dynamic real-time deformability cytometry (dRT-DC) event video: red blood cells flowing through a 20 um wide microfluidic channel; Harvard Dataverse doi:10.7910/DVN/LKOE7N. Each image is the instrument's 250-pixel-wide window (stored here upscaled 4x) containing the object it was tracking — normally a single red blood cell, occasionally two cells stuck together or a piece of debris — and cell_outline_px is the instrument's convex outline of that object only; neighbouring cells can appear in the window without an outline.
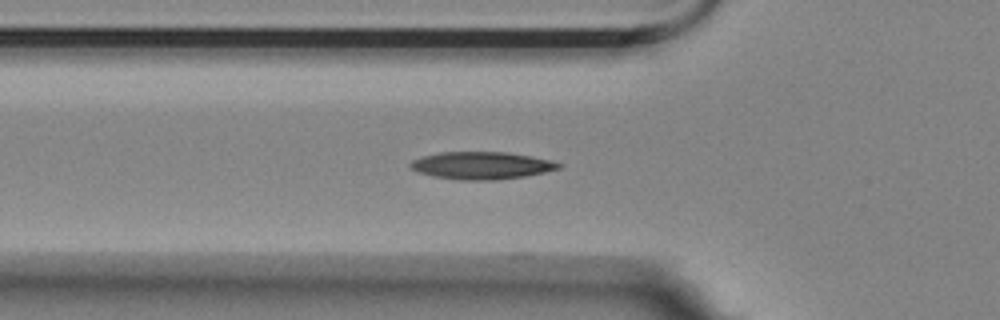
{"species": "Egyptian fruit bat (a non-hibernating species)", "species_latin": "Rousettus aegyptiacus", "temperature_condition": "room temperature", "stored_images_in_passage": 2, "camera_frame_rate_fps": 3000, "um_per_image_px": 0.085, "animal": {"sex": "female"}, "frame": {"image": 1, "passage_image": 2, "time_ms": 0.333, "image_size_px": [1000, 320], "cell_outline_px": [[564, 164], [560, 168], [544, 172], [524, 176], [496, 180], [460, 180], [432, 176], [408, 168], [408, 164], [412, 160], [424, 156], [440, 152], [504, 152], [552, 160]], "centroid_in_image_um": [40.91, 14.07], "position_along_channel_um": 84.9, "area_um2": 23.64}}